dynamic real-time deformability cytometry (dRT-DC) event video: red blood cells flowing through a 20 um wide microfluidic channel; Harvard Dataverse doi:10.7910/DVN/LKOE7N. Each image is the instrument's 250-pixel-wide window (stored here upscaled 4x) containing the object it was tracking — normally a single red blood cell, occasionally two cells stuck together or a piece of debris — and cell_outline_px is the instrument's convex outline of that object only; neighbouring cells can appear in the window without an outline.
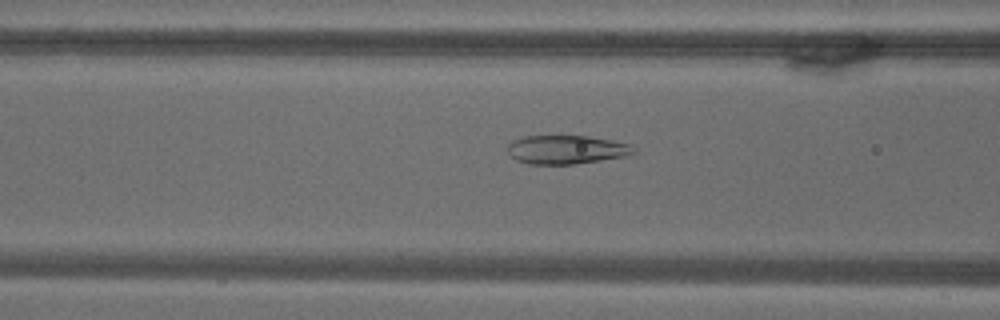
{"species": "common noctule bat (a hibernating species)", "species_latin": "Nyctalus noctula", "temperature_condition": "warm", "stored_images_in_passage": 72, "camera_frame_rate_fps": 3000, "um_per_image_px": 0.085, "animal": {"sex": "male", "body_mass_g": 18.8}, "frame": {"image": 1, "passage_image": 29, "time_ms": 9.333, "image_size_px": [1000, 320], "cell_outline_px": [[636, 152], [624, 156], [600, 160], [572, 164], [528, 164], [516, 160], [508, 152], [508, 144], [512, 140], [524, 136], [588, 136], [612, 140], [632, 144]], "centroid_in_image_um": [48.13, 12.71], "position_along_channel_um": 118.5, "area_um2": 21.04}}
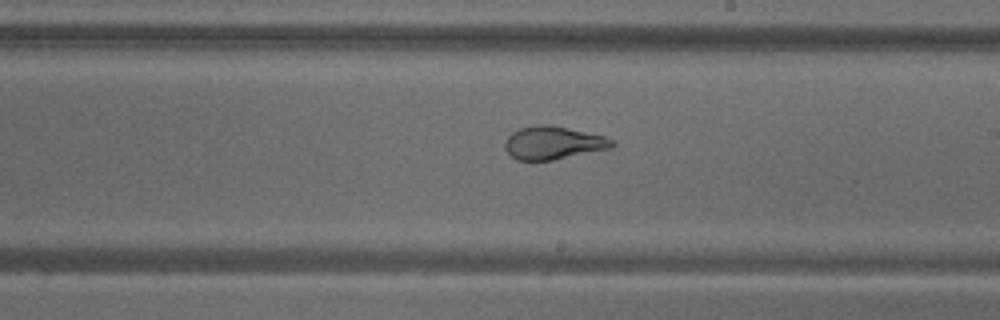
{"frame": {"image": 2, "passage_image": 42, "time_ms": 13.667, "image_size_px": [1000, 320], "cell_outline_px": [[616, 144], [612, 148], [552, 160], [516, 160], [504, 148], [504, 144], [508, 136], [512, 132], [520, 128], [536, 124], [548, 124], [568, 128], [604, 136], [612, 140]], "centroid_in_image_um": [47.01, 12.14], "position_along_channel_um": 242.0, "area_um2": 20.58}}
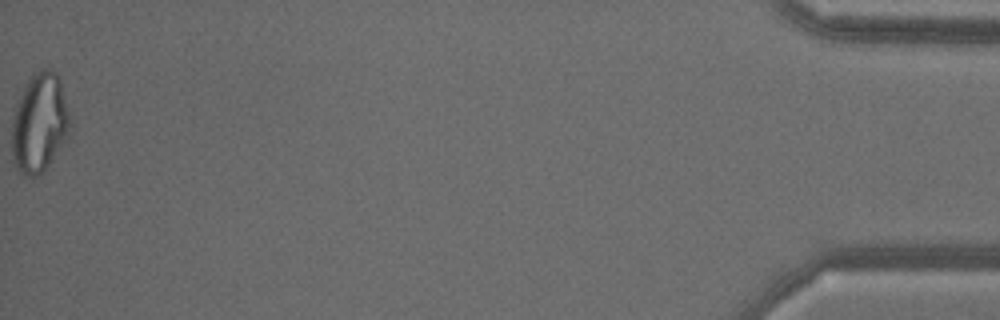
{"frame": {"image": 3, "passage_image": 72, "time_ms": 23.667, "image_size_px": [1000, 320], "cell_outline_px": [[68, 136], [44, 172], [40, 176], [32, 180], [24, 176], [16, 168], [12, 160], [12, 116], [24, 84], [40, 68], [48, 68], [56, 72], [60, 80], [68, 112]], "centroid_in_image_um": [3.32, 10.5], "position_along_channel_um": 431.9, "area_um2": 33.81}}